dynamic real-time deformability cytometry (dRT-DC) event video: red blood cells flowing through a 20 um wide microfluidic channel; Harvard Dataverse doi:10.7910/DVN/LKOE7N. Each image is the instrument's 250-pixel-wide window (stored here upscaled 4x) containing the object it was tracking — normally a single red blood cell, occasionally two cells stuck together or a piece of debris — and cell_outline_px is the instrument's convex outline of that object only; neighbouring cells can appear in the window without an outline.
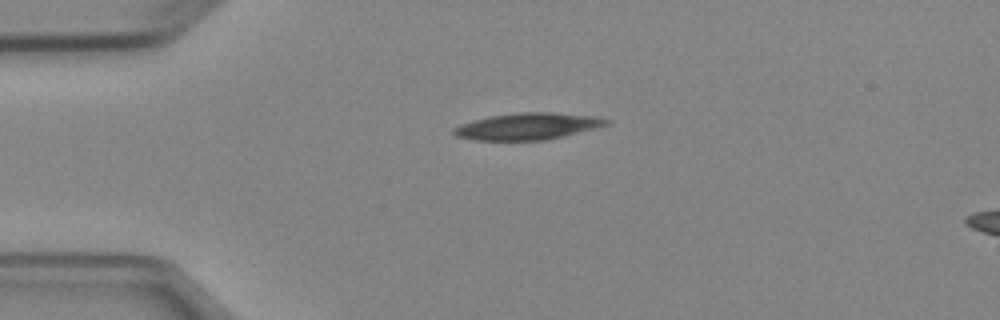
{"species": "Egyptian fruit bat (a non-hibernating species)", "species_latin": "Rousettus aegyptiacus", "temperature_condition": "cold", "stored_images_in_passage": 3, "segment_of_instrument_passage": [1, 2], "camera_frame_rate_fps": 3000, "um_per_image_px": 0.085, "animal": {"sex": "female"}, "frame": {"image": 1, "passage_image": 1, "time_ms": 0.0, "image_size_px": [1000, 320], "cell_outline_px": [[612, 124], [564, 136], [544, 140], [476, 140], [456, 136], [452, 132], [452, 128], [460, 124], [472, 120], [488, 116], [520, 112], [552, 112], [596, 116], [612, 120]], "centroid_in_image_um": [44.88, 10.72], "position_along_channel_um": 40.1, "area_um2": 23.99}}